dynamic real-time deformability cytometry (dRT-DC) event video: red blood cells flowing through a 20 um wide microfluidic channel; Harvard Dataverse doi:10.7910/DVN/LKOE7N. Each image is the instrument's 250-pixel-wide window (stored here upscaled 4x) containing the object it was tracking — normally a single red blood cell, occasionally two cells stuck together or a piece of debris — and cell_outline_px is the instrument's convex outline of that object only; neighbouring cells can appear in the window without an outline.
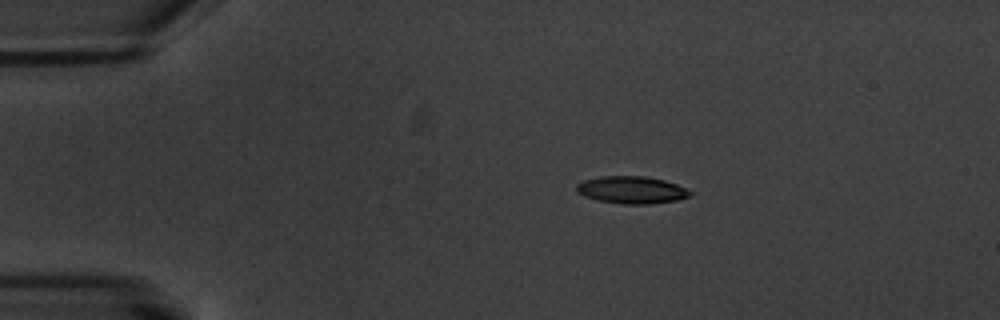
{"species": "common noctule bat (a hibernating species)", "species_latin": "Nyctalus noctula", "temperature_condition": "warm", "stored_images_in_passage": 4, "camera_frame_rate_fps": 3000, "um_per_image_px": 0.085, "animal": {"sex": "male", "body_mass_g": 20.1, "forearm_length_mm": 53.5}, "frame": {"image": 1, "passage_image": 1, "time_ms": 0.0, "image_size_px": [1000, 320], "cell_outline_px": [[692, 196], [680, 200], [648, 204], [620, 204], [596, 200], [584, 196], [576, 192], [576, 184], [584, 180], [600, 176], [644, 176], [664, 180], [676, 184], [692, 192]], "centroid_in_image_um": [53.68, 16.15], "position_along_channel_um": 31.3, "area_um2": 18.26}}